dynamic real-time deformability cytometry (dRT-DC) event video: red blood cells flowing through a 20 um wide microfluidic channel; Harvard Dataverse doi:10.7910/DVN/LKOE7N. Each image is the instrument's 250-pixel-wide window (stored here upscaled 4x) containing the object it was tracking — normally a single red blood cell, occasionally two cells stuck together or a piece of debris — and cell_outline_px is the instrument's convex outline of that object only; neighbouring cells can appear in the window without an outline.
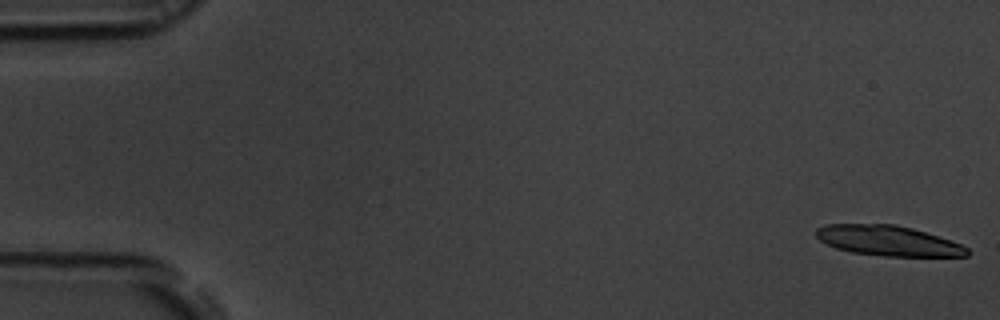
{"species": "common noctule bat (a hibernating species)", "species_latin": "Nyctalus noctula", "temperature_condition": "room temperature", "stored_images_in_passage": 55, "camera_frame_rate_fps": 3000, "um_per_image_px": 0.085, "animal": {"sex": "male", "body_mass_g": 19.5, "forearm_length_mm": 54.6}, "frame": {"image": 1, "passage_image": 1, "time_ms": 0.0, "image_size_px": [1000, 320], "cell_outline_px": [[972, 252], [968, 256], [884, 256], [852, 252], [836, 248], [820, 240], [816, 236], [816, 228], [824, 224], [896, 224], [912, 228], [960, 244], [968, 248]], "centroid_in_image_um": [75.48, 20.46], "position_along_channel_um": 9.5, "area_um2": 26.41}}
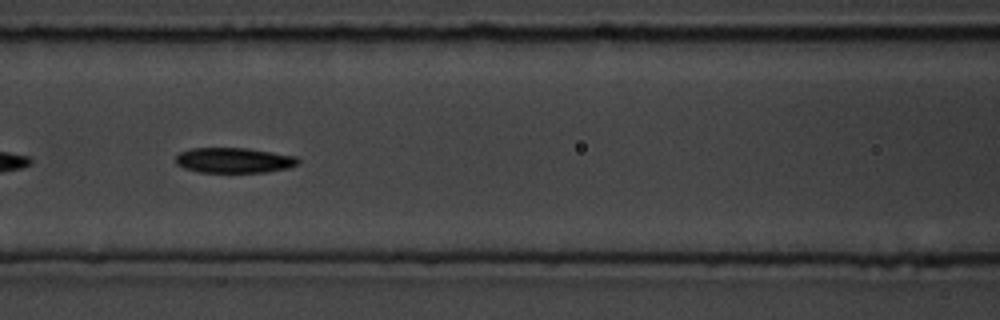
{"frame": {"image": 2, "passage_image": 24, "time_ms": 7.667, "image_size_px": [1000, 320], "cell_outline_px": [[300, 164], [288, 168], [264, 172], [196, 172], [184, 168], [176, 164], [176, 156], [180, 152], [192, 148], [248, 148], [296, 156], [300, 160]], "centroid_in_image_um": [19.9, 13.62], "position_along_channel_um": 146.7, "area_um2": 18.09}}
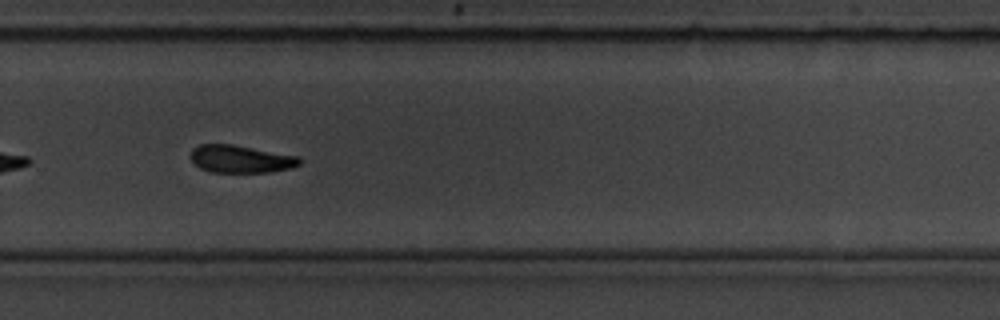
{"frame": {"image": 3, "passage_image": 37, "time_ms": 12.0, "image_size_px": [1000, 320], "cell_outline_px": [[304, 160], [300, 164], [292, 168], [268, 172], [212, 172], [200, 168], [192, 160], [192, 148], [200, 144], [232, 144], [300, 156]], "centroid_in_image_um": [20.52, 13.51], "position_along_channel_um": 309.3, "area_um2": 17.57}, "authors_computed_cell_mechanics": {"area_um2": 18.2648, "velocity_mm_per_s": 3.7615, "shape_relaxation_time_tau1_ms": 2.8571, "shape_relaxation_time_tau2_ms": 5.7851, "deformation_change_tau1": 0.1058, "deformation_change_tau2": 0.1179}}